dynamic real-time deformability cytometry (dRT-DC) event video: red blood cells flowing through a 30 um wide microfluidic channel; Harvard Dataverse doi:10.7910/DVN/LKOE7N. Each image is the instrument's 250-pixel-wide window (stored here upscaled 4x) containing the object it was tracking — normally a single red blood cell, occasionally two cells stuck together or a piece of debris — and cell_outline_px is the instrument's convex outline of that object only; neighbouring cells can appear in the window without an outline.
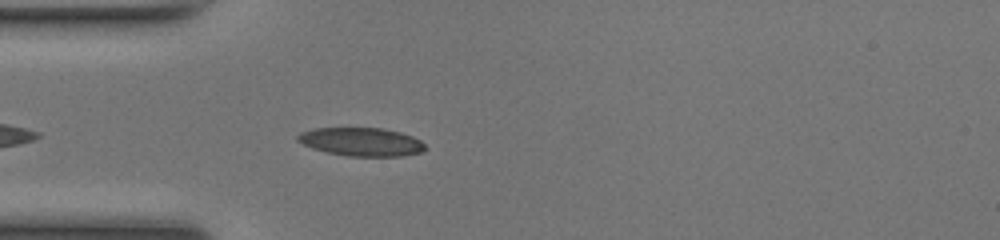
{"species": "common noctule bat (a hibernating species)", "species_latin": "Nyctalus noctula", "temperature_condition": "room temperature", "stored_images_in_passage": 10, "camera_frame_rate_fps": 3000, "um_per_image_px": 0.085, "animal": {"sex": "female", "body_mass_g": 17.0, "forearm_length_mm": 48.0}, "frame": {"image": 1, "passage_image": 4, "time_ms": 1.0, "image_size_px": [1000, 240], "cell_outline_px": [[424, 148], [420, 152], [404, 156], [348, 156], [328, 152], [312, 148], [296, 140], [296, 136], [300, 132], [316, 128], [380, 128], [400, 132], [412, 136], [420, 140], [424, 144]], "centroid_in_image_um": [30.69, 12.05], "position_along_channel_um": 54.3, "area_um2": 20.92}}
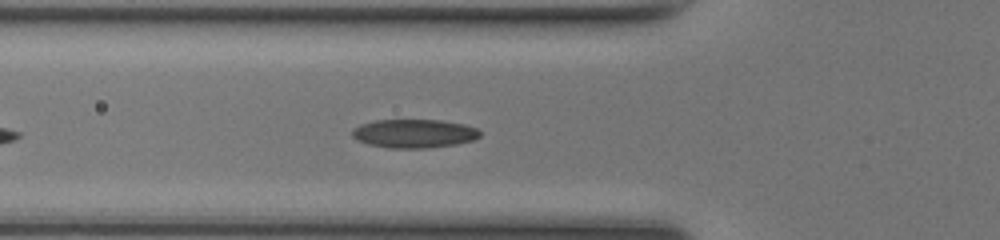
{"frame": {"image": 2, "passage_image": 7, "time_ms": 2.0, "image_size_px": [1000, 240], "cell_outline_px": [[480, 136], [472, 140], [456, 144], [428, 148], [388, 148], [368, 144], [356, 140], [352, 136], [352, 128], [360, 124], [376, 120], [440, 120], [464, 124], [476, 128], [480, 132]], "centroid_in_image_um": [35.16, 11.35], "position_along_channel_um": 90.6, "area_um2": 21.39}}